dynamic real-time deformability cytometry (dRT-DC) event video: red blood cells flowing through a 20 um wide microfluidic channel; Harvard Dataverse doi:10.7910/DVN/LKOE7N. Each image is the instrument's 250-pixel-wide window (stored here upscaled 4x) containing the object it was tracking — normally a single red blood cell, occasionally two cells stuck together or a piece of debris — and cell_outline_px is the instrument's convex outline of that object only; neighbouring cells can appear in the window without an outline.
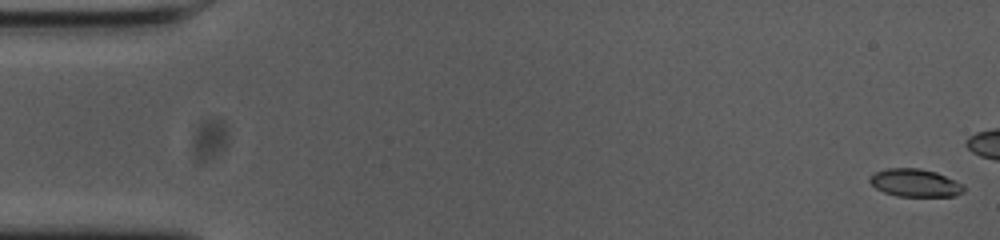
{"species": "common noctule bat (a hibernating species)", "species_latin": "Nyctalus noctula", "temperature_condition": "cold", "stored_images_in_passage": 43, "camera_frame_rate_fps": 3000, "um_per_image_px": 0.085, "animal": {"sex": "female", "body_mass_g": 23.0, "forearm_length_mm": 53.4}, "frame": {"image": 1, "passage_image": 1, "time_ms": 0.0, "image_size_px": [1000, 240], "cell_outline_px": [[964, 192], [956, 196], [896, 196], [884, 192], [876, 188], [868, 180], [876, 172], [888, 168], [920, 168], [936, 172], [956, 180], [964, 184]], "centroid_in_image_um": [77.83, 15.55], "position_along_channel_um": 7.2, "area_um2": 15.26}}
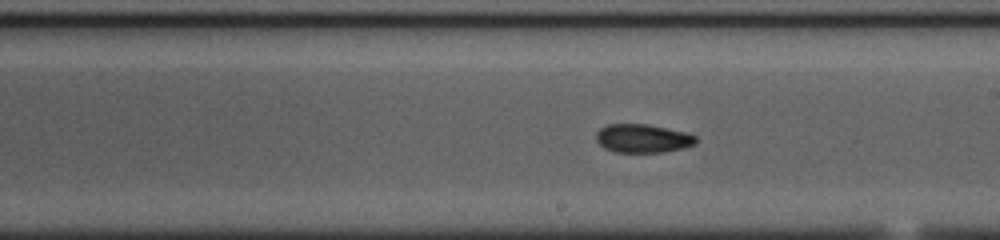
{"frame": {"image": 2, "passage_image": 31, "time_ms": 10.0, "image_size_px": [1000, 240], "cell_outline_px": [[696, 144], [684, 148], [664, 152], [616, 152], [604, 148], [596, 140], [596, 132], [600, 128], [608, 124], [648, 124], [688, 132], [696, 136]], "centroid_in_image_um": [54.65, 11.76], "position_along_channel_um": 234.3, "area_um2": 16.76}}
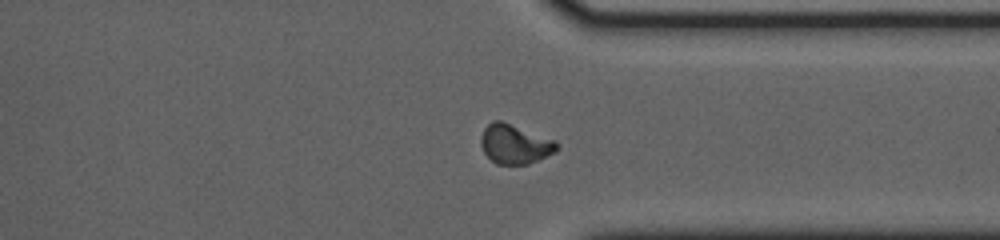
{"frame": {"image": 3, "passage_image": 42, "time_ms": 13.667, "image_size_px": [1000, 240], "cell_outline_px": [[556, 152], [528, 164], [496, 164], [484, 152], [480, 144], [480, 136], [484, 128], [492, 120], [500, 120], [556, 140]], "centroid_in_image_um": [43.73, 12.24], "position_along_channel_um": 367.7, "area_um2": 17.34}}